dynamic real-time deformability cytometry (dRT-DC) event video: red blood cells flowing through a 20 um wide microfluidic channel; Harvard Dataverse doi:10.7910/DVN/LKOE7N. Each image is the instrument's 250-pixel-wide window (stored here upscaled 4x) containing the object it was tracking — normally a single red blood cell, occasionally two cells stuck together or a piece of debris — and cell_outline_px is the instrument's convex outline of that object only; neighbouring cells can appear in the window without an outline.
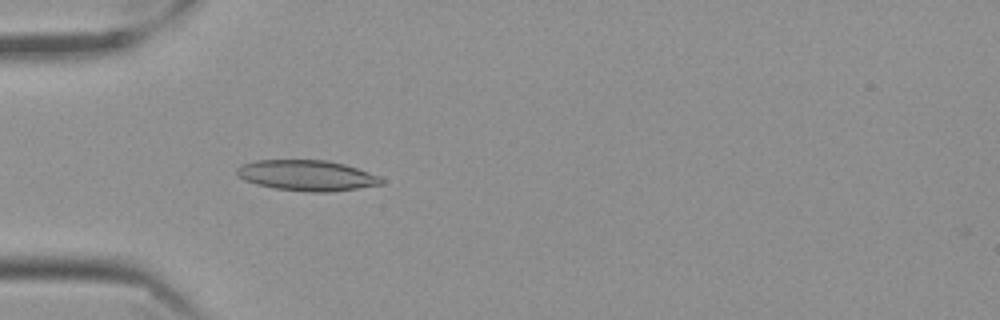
{"species": "Egyptian fruit bat (a non-hibernating species)", "species_latin": "Rousettus aegyptiacus", "temperature_condition": "cold", "stored_images_in_passage": 54, "camera_frame_rate_fps": 3000, "um_per_image_px": 0.085, "frame": {"image": 1, "passage_image": 14, "time_ms": 4.333, "image_size_px": [1000, 320], "cell_outline_px": [[384, 184], [328, 192], [304, 192], [276, 188], [256, 184], [244, 180], [236, 176], [236, 168], [244, 164], [256, 160], [328, 160], [344, 164], [380, 176], [384, 180]], "centroid_in_image_um": [26.07, 14.91], "position_along_channel_um": 58.9, "area_um2": 25.78}}
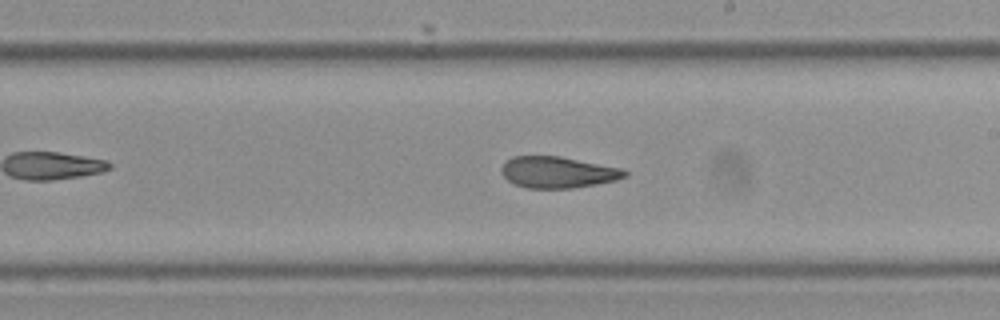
{"frame": {"image": 2, "passage_image": 30, "time_ms": 9.667, "image_size_px": [1000, 320], "cell_outline_px": [[628, 176], [616, 180], [596, 184], [572, 188], [524, 188], [508, 180], [500, 172], [500, 168], [504, 160], [512, 156], [560, 156], [624, 168], [628, 172]], "centroid_in_image_um": [47.41, 14.63], "position_along_channel_um": 241.6, "area_um2": 22.83}}
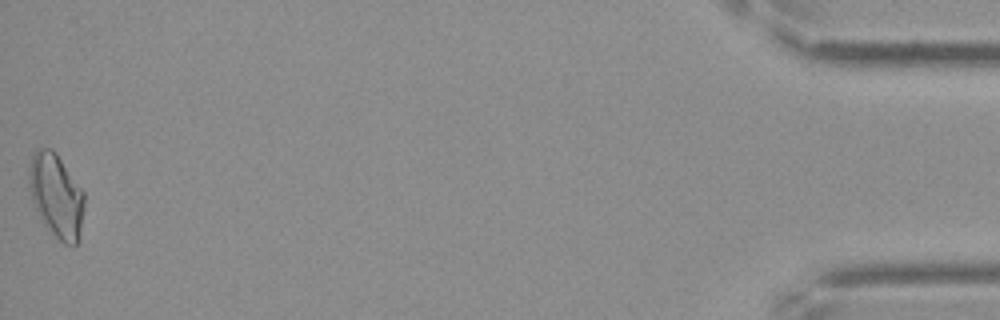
{"frame": {"image": 3, "passage_image": 54, "time_ms": 17.667, "image_size_px": [1000, 320], "cell_outline_px": [[84, 208], [80, 240], [76, 244], [64, 244], [44, 224], [32, 200], [28, 184], [28, 172], [32, 156], [36, 148], [52, 148], [56, 152], [84, 192]], "centroid_in_image_um": [4.79, 16.61], "position_along_channel_um": 430.4, "area_um2": 26.99}, "authors_computed_cell_mechanics": {"area_um2": 23.4379, "velocity_mm_per_s": 3.5035, "shape_relaxation_time_tau1_ms": null, "shape_relaxation_time_tau2_ms": 6.3772, "deformation_change_tau1": null, "deformation_change_tau2": 0.1387}}